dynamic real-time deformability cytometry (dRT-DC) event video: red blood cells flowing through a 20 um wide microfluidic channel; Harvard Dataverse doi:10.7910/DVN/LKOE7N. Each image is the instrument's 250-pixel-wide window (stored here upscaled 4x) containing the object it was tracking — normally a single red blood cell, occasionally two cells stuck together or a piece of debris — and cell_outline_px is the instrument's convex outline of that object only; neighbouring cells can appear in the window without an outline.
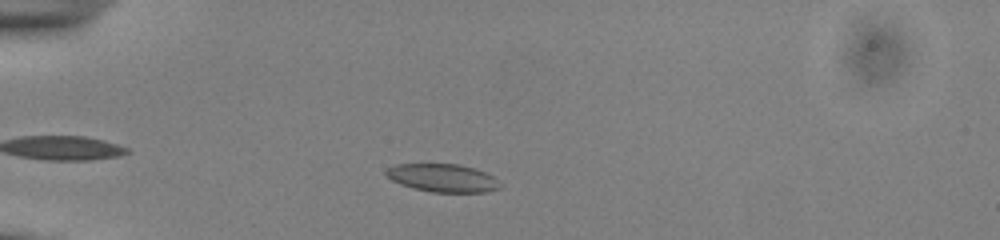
{"species": "common noctule bat (a hibernating species)", "species_latin": "Nyctalus noctula", "temperature_condition": "cold", "stored_images_in_passage": 41, "camera_frame_rate_fps": 3000, "um_per_image_px": 0.085, "animal": {"sex": "male", "body_mass_g": 13.0, "forearm_length_mm": 53.1}, "frame": {"image": 1, "passage_image": 6, "time_ms": 1.667, "image_size_px": [1000, 240], "cell_outline_px": [[500, 188], [484, 192], [432, 192], [400, 184], [392, 180], [384, 172], [388, 168], [396, 164], [456, 164], [472, 168], [484, 172], [492, 176], [496, 180]], "centroid_in_image_um": [37.59, 15.12], "position_along_channel_um": 47.4, "area_um2": 18.21}}
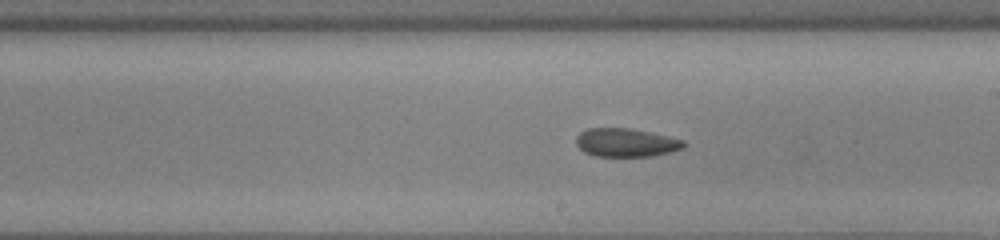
{"frame": {"image": 2, "passage_image": 23, "time_ms": 7.333, "image_size_px": [1000, 240], "cell_outline_px": [[688, 144], [684, 148], [672, 152], [652, 156], [596, 156], [584, 152], [576, 144], [576, 136], [580, 132], [588, 128], [632, 128], [652, 132], [684, 140]], "centroid_in_image_um": [53.25, 12.11], "position_along_channel_um": 235.7, "area_um2": 18.09}}
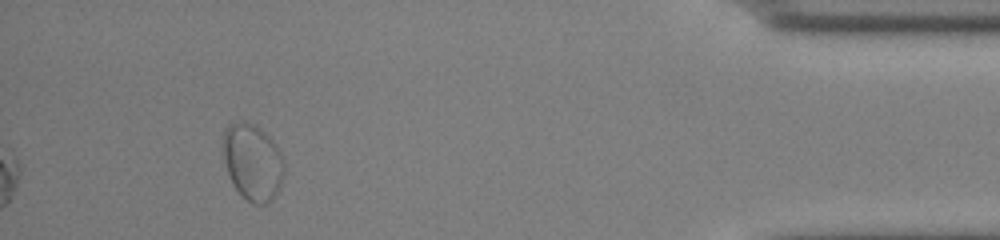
{"frame": {"image": 3, "passage_image": 41, "time_ms": 13.333, "image_size_px": [1000, 240], "cell_outline_px": [[284, 172], [280, 188], [272, 200], [264, 204], [252, 204], [236, 188], [228, 176], [224, 160], [224, 128], [228, 124], [244, 120], [256, 124], [276, 144], [284, 160]], "centroid_in_image_um": [21.49, 13.76], "position_along_channel_um": 413.7, "area_um2": 27.34}, "authors_computed_cell_mechanics": {"area_um2": 18.496, "velocity_mm_per_s": 3.8397, "shape_relaxation_time_tau1_ms": null, "shape_relaxation_time_tau2_ms": 1.3134, "deformation_change_tau1": null, "deformation_change_tau2": 0.059}}